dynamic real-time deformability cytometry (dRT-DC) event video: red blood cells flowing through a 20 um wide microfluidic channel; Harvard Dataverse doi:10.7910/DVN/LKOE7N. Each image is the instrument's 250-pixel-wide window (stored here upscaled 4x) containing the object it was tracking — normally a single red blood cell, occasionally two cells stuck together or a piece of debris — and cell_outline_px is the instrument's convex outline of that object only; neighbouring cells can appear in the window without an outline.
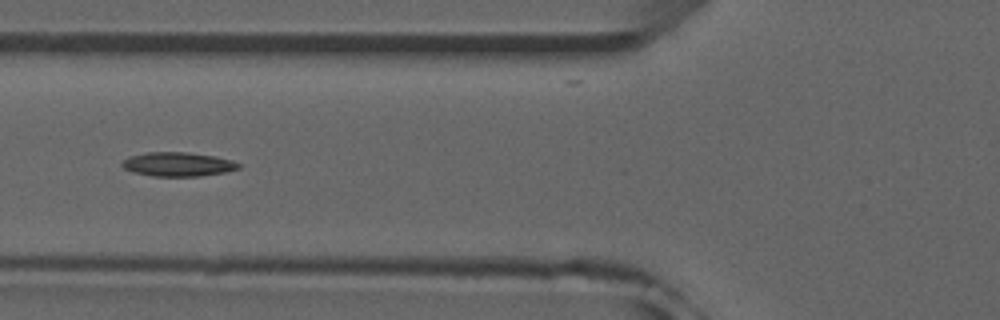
{"species": "common noctule bat (a hibernating species)", "species_latin": "Nyctalus noctula", "temperature_condition": "room temperature", "stored_images_in_passage": 14, "camera_frame_rate_fps": 3000, "um_per_image_px": 0.085, "animal": {"sex": "male", "forearm_length_mm": 52.5}, "frame": {"image": 1, "passage_image": 6, "time_ms": 1.667, "image_size_px": [1000, 320], "cell_outline_px": [[240, 168], [224, 172], [200, 176], [152, 176], [132, 172], [124, 168], [120, 164], [128, 156], [148, 152], [188, 152], [212, 156], [232, 160], [240, 164]], "centroid_in_image_um": [15.09, 13.96], "position_along_channel_um": 110.7, "area_um2": 16.3}}